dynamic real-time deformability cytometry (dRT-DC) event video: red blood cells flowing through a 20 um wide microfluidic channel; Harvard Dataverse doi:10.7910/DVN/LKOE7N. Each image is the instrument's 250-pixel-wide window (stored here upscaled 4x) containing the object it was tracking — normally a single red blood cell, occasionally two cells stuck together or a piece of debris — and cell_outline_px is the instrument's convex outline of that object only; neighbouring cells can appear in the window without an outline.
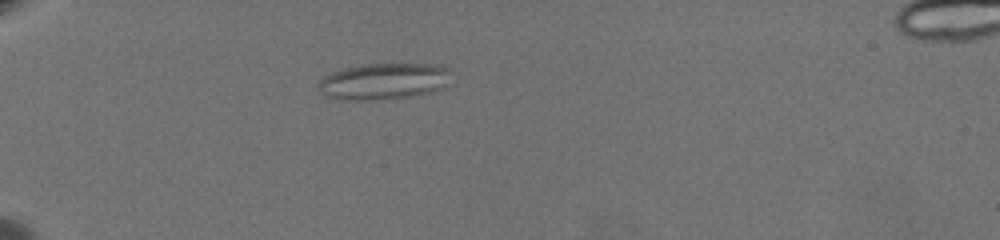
{"species": "common noctule bat (a hibernating species)", "species_latin": "Nyctalus noctula", "temperature_condition": "warm", "stored_images_in_passage": 47, "camera_frame_rate_fps": 3000, "um_per_image_px": 0.085, "animal": {"sex": "female", "body_mass_g": 19.5, "forearm_length_mm": 54.1}, "frame": {"image": 1, "passage_image": 4, "time_ms": 1.0, "image_size_px": [1000, 240], "cell_outline_px": [[448, 72], [440, 88], [432, 92], [416, 96], [380, 100], [344, 100], [328, 96], [320, 92], [320, 80], [324, 76], [332, 72], [344, 68], [368, 64], [436, 64], [448, 68]], "centroid_in_image_um": [32.57, 6.92], "position_along_channel_um": 52.4, "area_um2": 27.74}}
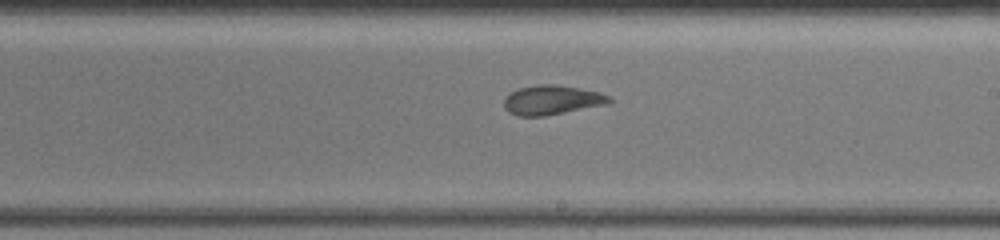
{"frame": {"image": 2, "passage_image": 24, "time_ms": 7.667, "image_size_px": [1000, 240], "cell_outline_px": [[612, 100], [608, 104], [544, 116], [516, 116], [508, 112], [504, 108], [504, 96], [508, 92], [520, 88], [536, 84], [556, 84], [580, 88], [600, 92], [608, 96]], "centroid_in_image_um": [46.86, 8.49], "position_along_channel_um": 242.1, "area_um2": 18.26}}
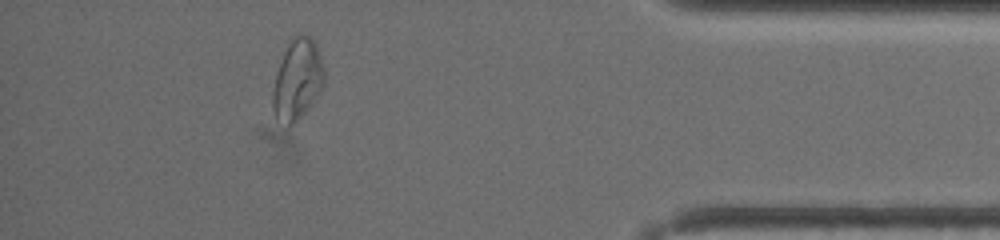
{"frame": {"image": 3, "passage_image": 42, "time_ms": 13.667, "image_size_px": [1000, 240], "cell_outline_px": [[324, 84], [316, 96], [300, 116], [288, 128], [276, 120], [272, 108], [272, 92], [276, 76], [284, 52], [292, 36], [308, 36], [316, 44], [320, 56], [324, 72]], "centroid_in_image_um": [25.25, 6.8], "position_along_channel_um": 410.0, "area_um2": 23.64}, "authors_computed_cell_mechanics": {"area_um2": 20.519, "velocity_mm_per_s": 3.3448, "shape_relaxation_time_tau1_ms": null, "shape_relaxation_time_tau2_ms": 1.6793, "deformation_change_tau1": null, "deformation_change_tau2": 0.0856}}